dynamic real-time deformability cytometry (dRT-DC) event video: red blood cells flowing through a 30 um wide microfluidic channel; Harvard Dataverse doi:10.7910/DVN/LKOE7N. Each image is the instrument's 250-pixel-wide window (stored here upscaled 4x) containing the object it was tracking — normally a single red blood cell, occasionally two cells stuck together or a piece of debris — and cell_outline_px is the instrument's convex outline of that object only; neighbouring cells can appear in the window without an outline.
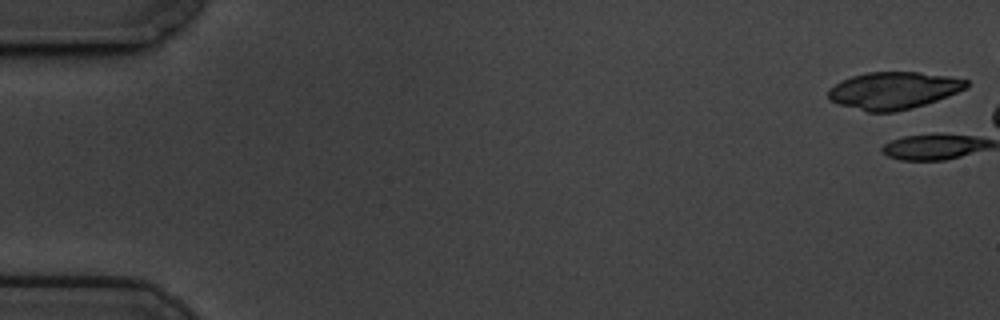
{"species": "common noctule bat (a hibernating species)", "species_latin": "Nyctalus noctula", "temperature_condition": "cold", "stored_images_in_passage": 6, "camera_frame_rate_fps": 3000, "um_per_image_px": 0.085, "animal": {"sex": "male", "body_mass_g": 19.5, "forearm_length_mm": 54.6}, "frame": {"image": 1, "passage_image": 1, "time_ms": 0.0, "image_size_px": [1000, 320], "cell_outline_px": [[968, 88], [936, 100], [912, 108], [896, 112], [868, 112], [840, 104], [828, 100], [828, 88], [840, 80], [852, 76], [868, 72], [920, 72], [948, 76], [968, 80]], "centroid_in_image_um": [75.92, 7.68], "position_along_channel_um": 9.1, "area_um2": 29.94}}